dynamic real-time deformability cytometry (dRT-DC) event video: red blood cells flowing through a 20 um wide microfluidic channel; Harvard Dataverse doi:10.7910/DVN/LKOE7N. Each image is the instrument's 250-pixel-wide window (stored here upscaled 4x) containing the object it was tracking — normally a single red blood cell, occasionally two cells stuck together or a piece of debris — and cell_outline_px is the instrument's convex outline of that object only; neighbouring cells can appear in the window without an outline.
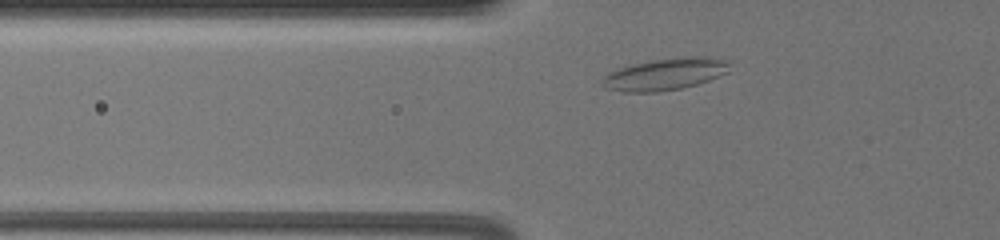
{"species": "common noctule bat (a hibernating species)", "species_latin": "Nyctalus noctula", "temperature_condition": "warm", "stored_images_in_passage": 39, "camera_frame_rate_fps": 3000, "um_per_image_px": 0.085, "animal": {"sex": "female", "body_mass_g": 19.5, "forearm_length_mm": 54.1}, "frame": {"image": 1, "passage_image": 7, "time_ms": 2.0, "image_size_px": [1000, 240], "cell_outline_px": [[728, 72], [708, 80], [696, 84], [680, 88], [656, 92], [624, 92], [608, 88], [600, 80], [608, 72], [632, 64], [648, 60], [724, 60], [728, 64]], "centroid_in_image_um": [56.37, 6.37], "position_along_channel_um": 69.4, "area_um2": 22.08}}
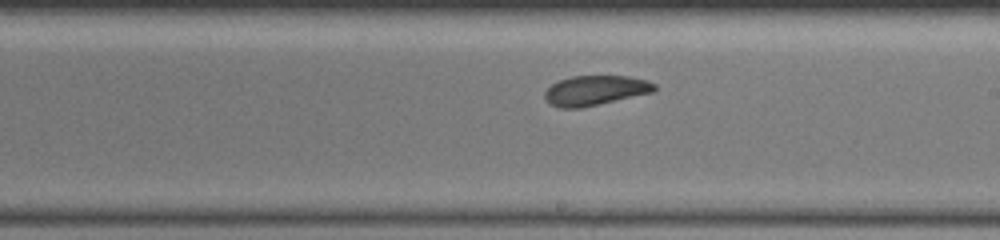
{"frame": {"image": 2, "passage_image": 22, "time_ms": 7.0, "image_size_px": [1000, 240], "cell_outline_px": [[656, 88], [652, 92], [580, 108], [560, 108], [548, 104], [544, 96], [544, 92], [556, 80], [572, 76], [628, 76], [648, 80], [656, 84]], "centroid_in_image_um": [50.55, 7.68], "position_along_channel_um": 238.4, "area_um2": 19.07}}
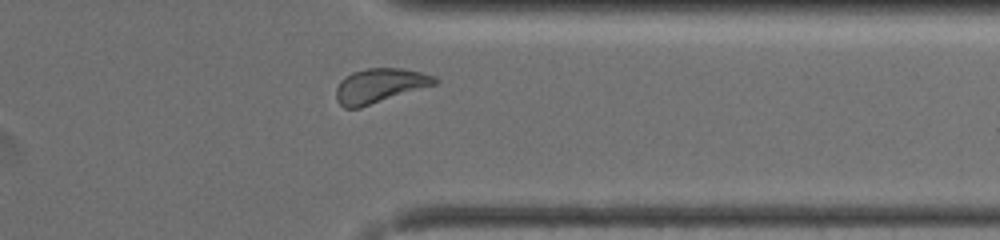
{"frame": {"image": 3, "passage_image": 34, "time_ms": 11.0, "image_size_px": [1000, 240], "cell_outline_px": [[440, 80], [436, 84], [360, 108], [344, 108], [336, 100], [336, 88], [340, 80], [352, 72], [364, 68], [400, 68], [420, 72], [436, 76]], "centroid_in_image_um": [32.27, 7.28], "position_along_channel_um": 379.1, "area_um2": 19.88}, "authors_computed_cell_mechanics": {"area_um2": 19.7676, "velocity_mm_per_s": 3.5228, "shape_relaxation_time_tau1_ms": 5.2554, "shape_relaxation_time_tau2_ms": 2.1679, "deformation_change_tau1": 0.112, "deformation_change_tau2": 0.0861}}